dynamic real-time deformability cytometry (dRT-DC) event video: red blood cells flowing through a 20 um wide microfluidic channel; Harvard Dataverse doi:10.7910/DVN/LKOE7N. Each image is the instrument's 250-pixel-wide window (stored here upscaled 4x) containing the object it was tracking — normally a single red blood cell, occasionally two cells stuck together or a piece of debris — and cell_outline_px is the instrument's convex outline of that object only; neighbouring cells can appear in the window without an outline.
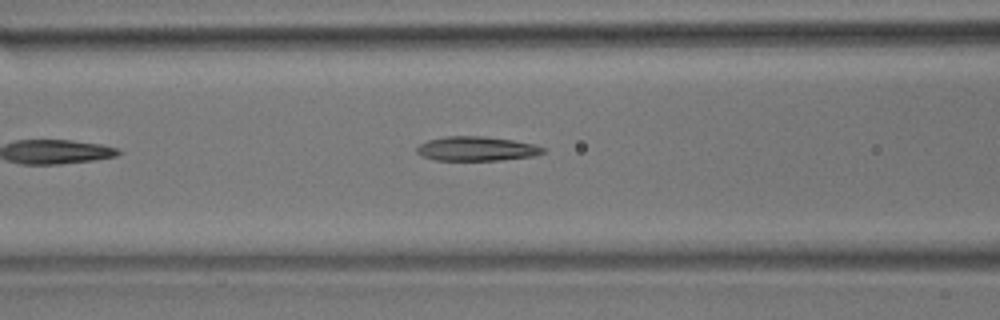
{"species": "common noctule bat (a hibernating species)", "species_latin": "Nyctalus noctula", "temperature_condition": "room temperature", "stored_images_in_passage": 19, "camera_frame_rate_fps": 3000, "um_per_image_px": 0.085, "animal": {"sex": "male", "body_mass_g": 17.9}, "frame": {"image": 1, "passage_image": 9, "time_ms": 2.667, "image_size_px": [1000, 320], "cell_outline_px": [[544, 152], [536, 156], [500, 160], [436, 160], [424, 156], [416, 152], [416, 148], [420, 144], [428, 140], [444, 136], [484, 136], [512, 140], [536, 144], [544, 148]], "centroid_in_image_um": [40.53, 12.63], "position_along_channel_um": 126.1, "area_um2": 17.92}}
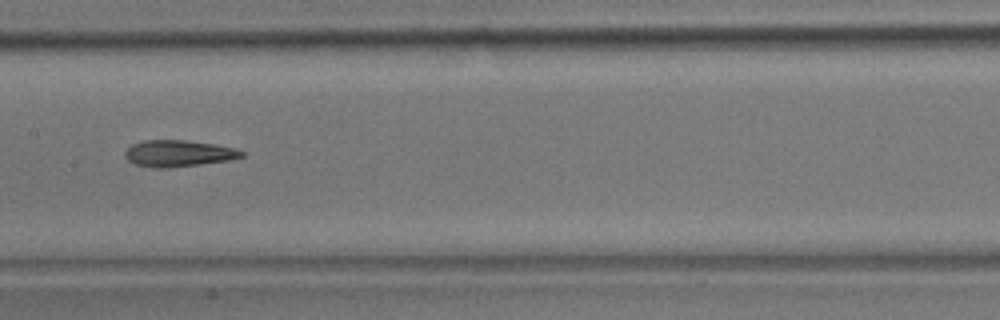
{"frame": {"image": 2, "passage_image": 14, "time_ms": 4.333, "image_size_px": [1000, 320], "cell_outline_px": [[244, 156], [228, 160], [168, 168], [156, 168], [136, 164], [128, 160], [124, 156], [124, 152], [132, 144], [144, 140], [184, 140], [212, 144], [232, 148], [244, 152]], "centroid_in_image_um": [15.11, 13.04], "position_along_channel_um": 192.3, "area_um2": 17.69}}